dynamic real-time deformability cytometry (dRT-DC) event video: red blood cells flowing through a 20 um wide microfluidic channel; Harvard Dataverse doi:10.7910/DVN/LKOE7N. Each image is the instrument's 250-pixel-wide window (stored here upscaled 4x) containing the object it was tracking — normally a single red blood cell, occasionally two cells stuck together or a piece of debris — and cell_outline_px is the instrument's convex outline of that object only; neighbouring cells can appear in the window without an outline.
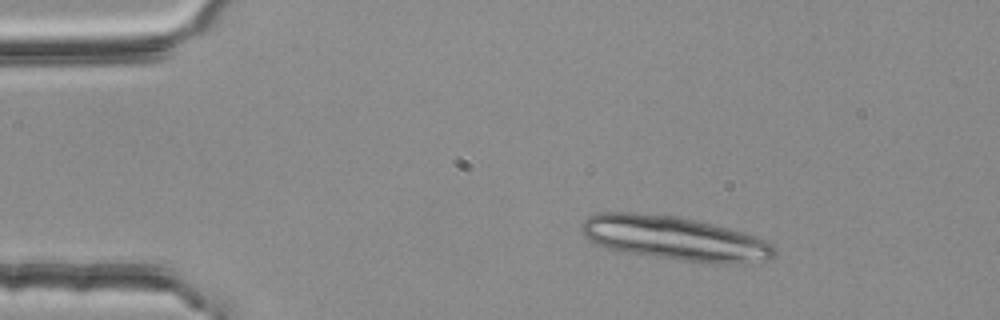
{"species": "common noctule bat (a hibernating species)", "species_latin": "Nyctalus noctula", "temperature_condition": "room temperature", "stored_images_in_passage": 15, "camera_frame_rate_fps": 3000, "um_per_image_px": 0.085, "animal": {"sex": "female", "body_mass_g": 25.1}, "frame": {"image": 1, "passage_image": 1, "time_ms": 0.0, "image_size_px": [1000, 320], "cell_outline_px": [[776, 256], [772, 260], [744, 264], [720, 264], [684, 260], [620, 252], [596, 244], [584, 236], [580, 228], [580, 224], [588, 216], [600, 212], [632, 212], [676, 216], [712, 224], [728, 228], [756, 236], [772, 244], [776, 248]], "centroid_in_image_um": [57.37, 20.27], "position_along_channel_um": 27.6, "area_um2": 49.82}}